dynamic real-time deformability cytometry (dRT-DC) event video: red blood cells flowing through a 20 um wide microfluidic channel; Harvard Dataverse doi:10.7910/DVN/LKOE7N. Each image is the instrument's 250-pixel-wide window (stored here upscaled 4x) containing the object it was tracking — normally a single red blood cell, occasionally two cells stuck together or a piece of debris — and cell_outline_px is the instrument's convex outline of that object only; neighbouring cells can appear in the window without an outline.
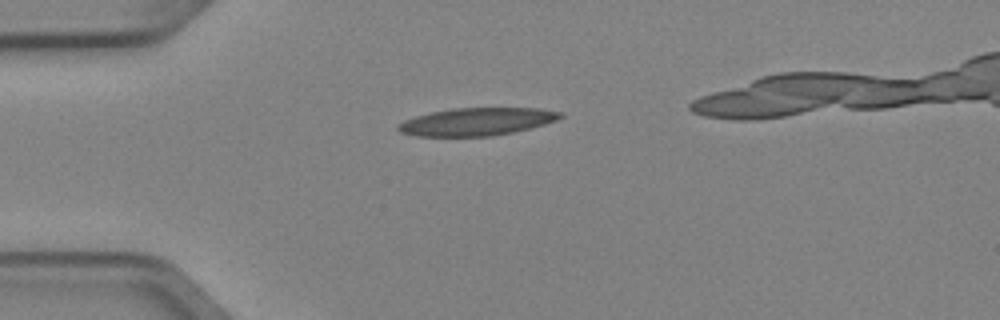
{"species": "Egyptian fruit bat (a non-hibernating species)", "species_latin": "Rousettus aegyptiacus", "temperature_condition": "cold", "stored_images_in_passage": 3, "camera_frame_rate_fps": 3000, "um_per_image_px": 0.085, "animal": {"sex": "female"}, "frame": {"image": 1, "passage_image": 1, "time_ms": 0.0, "image_size_px": [1000, 320], "cell_outline_px": [[564, 116], [556, 120], [544, 124], [512, 132], [492, 136], [416, 136], [400, 132], [396, 128], [404, 120], [416, 116], [432, 112], [452, 108], [540, 108], [564, 112]], "centroid_in_image_um": [40.55, 10.33], "position_along_channel_um": 44.5, "area_um2": 26.07}}
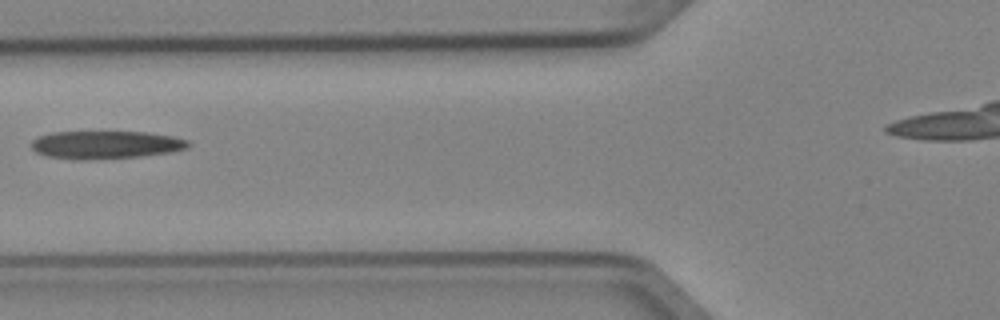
{"frame": {"image": 2, "passage_image": 3, "time_ms": 0.667, "image_size_px": [1000, 320], "cell_outline_px": [[192, 144], [188, 148], [172, 152], [140, 156], [88, 160], [76, 160], [48, 156], [36, 152], [32, 148], [32, 140], [40, 136], [52, 132], [148, 132], [172, 136], [188, 140]], "centroid_in_image_um": [9.02, 12.31], "position_along_channel_um": 116.8, "area_um2": 25.61}}